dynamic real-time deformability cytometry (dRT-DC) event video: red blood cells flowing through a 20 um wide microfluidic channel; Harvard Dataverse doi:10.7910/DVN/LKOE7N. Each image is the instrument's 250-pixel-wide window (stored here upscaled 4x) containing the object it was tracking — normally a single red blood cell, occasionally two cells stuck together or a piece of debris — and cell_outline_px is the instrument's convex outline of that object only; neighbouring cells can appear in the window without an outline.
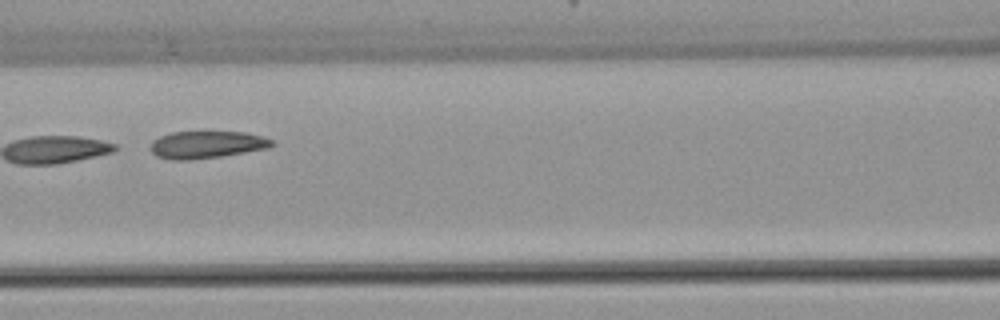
{"species": "common noctule bat (a hibernating species)", "species_latin": "Nyctalus noctula", "temperature_condition": "warm", "stored_images_in_passage": 5, "camera_frame_rate_fps": 3000, "um_per_image_px": 0.085, "animal": {"sex": "female", "body_mass_g": 22.7, "forearm_length_mm": 54.2}, "frame": {"image": 1, "passage_image": 5, "time_ms": 5.0, "image_size_px": [1000, 320], "cell_outline_px": [[276, 144], [268, 148], [220, 156], [192, 160], [172, 160], [156, 156], [148, 148], [152, 140], [160, 136], [172, 132], [248, 132], [264, 136], [272, 140]], "centroid_in_image_um": [17.55, 12.29], "position_along_channel_um": 149.0, "area_um2": 19.48}}